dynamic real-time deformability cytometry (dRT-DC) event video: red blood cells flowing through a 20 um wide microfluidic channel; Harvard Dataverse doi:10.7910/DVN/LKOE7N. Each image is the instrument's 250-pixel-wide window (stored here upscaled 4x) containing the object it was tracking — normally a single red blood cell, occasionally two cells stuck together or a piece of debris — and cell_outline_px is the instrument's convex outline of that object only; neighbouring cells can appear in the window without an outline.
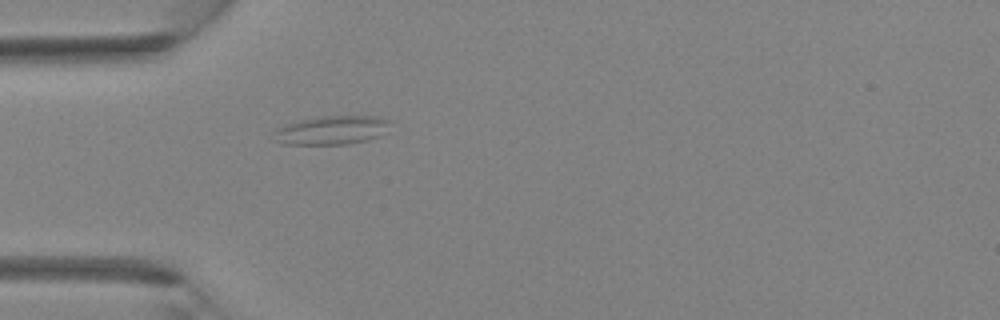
{"species": "Egyptian fruit bat (a non-hibernating species)", "species_latin": "Rousettus aegyptiacus", "temperature_condition": "room temperature", "stored_images_in_passage": 4, "camera_frame_rate_fps": 3000, "um_per_image_px": 0.085, "animal": {"sex": "female"}, "frame": {"image": 1, "passage_image": 4, "time_ms": 3.333, "image_size_px": [1000, 320], "cell_outline_px": [[388, 120], [380, 136], [368, 140], [348, 144], [284, 144], [276, 140], [276, 128], [288, 124], [304, 120], [324, 116], [376, 116]], "centroid_in_image_um": [28.19, 11.07], "position_along_channel_um": 56.8, "area_um2": 18.79}}